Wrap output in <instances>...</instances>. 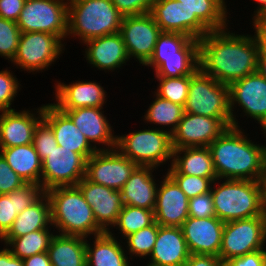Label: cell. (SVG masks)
Returning a JSON list of instances; mask_svg holds the SVG:
<instances>
[{
	"mask_svg": "<svg viewBox=\"0 0 266 266\" xmlns=\"http://www.w3.org/2000/svg\"><path fill=\"white\" fill-rule=\"evenodd\" d=\"M240 30L242 27L235 31L230 24L199 39V69L205 75L230 85L257 71L258 33L254 28L249 33H246L248 27L245 33Z\"/></svg>",
	"mask_w": 266,
	"mask_h": 266,
	"instance_id": "6da1fadb",
	"label": "cell"
},
{
	"mask_svg": "<svg viewBox=\"0 0 266 266\" xmlns=\"http://www.w3.org/2000/svg\"><path fill=\"white\" fill-rule=\"evenodd\" d=\"M245 128L229 127L208 146L217 178L262 181L265 176L266 131L251 137ZM257 133L264 144L256 141Z\"/></svg>",
	"mask_w": 266,
	"mask_h": 266,
	"instance_id": "7a4b0ae2",
	"label": "cell"
},
{
	"mask_svg": "<svg viewBox=\"0 0 266 266\" xmlns=\"http://www.w3.org/2000/svg\"><path fill=\"white\" fill-rule=\"evenodd\" d=\"M45 193L50 200L51 222L56 233L88 238L104 232L77 185L55 187Z\"/></svg>",
	"mask_w": 266,
	"mask_h": 266,
	"instance_id": "3957f363",
	"label": "cell"
},
{
	"mask_svg": "<svg viewBox=\"0 0 266 266\" xmlns=\"http://www.w3.org/2000/svg\"><path fill=\"white\" fill-rule=\"evenodd\" d=\"M122 19L112 0H68L66 46L69 40L79 41L81 45L96 37L118 33Z\"/></svg>",
	"mask_w": 266,
	"mask_h": 266,
	"instance_id": "277c9868",
	"label": "cell"
},
{
	"mask_svg": "<svg viewBox=\"0 0 266 266\" xmlns=\"http://www.w3.org/2000/svg\"><path fill=\"white\" fill-rule=\"evenodd\" d=\"M210 192L216 217L224 223L266 215L262 181L217 178Z\"/></svg>",
	"mask_w": 266,
	"mask_h": 266,
	"instance_id": "5b68a950",
	"label": "cell"
},
{
	"mask_svg": "<svg viewBox=\"0 0 266 266\" xmlns=\"http://www.w3.org/2000/svg\"><path fill=\"white\" fill-rule=\"evenodd\" d=\"M142 126L143 129H133V132L117 133L116 148L137 166H149L158 170L166 167V171L172 164L171 135L164 130Z\"/></svg>",
	"mask_w": 266,
	"mask_h": 266,
	"instance_id": "8992f818",
	"label": "cell"
},
{
	"mask_svg": "<svg viewBox=\"0 0 266 266\" xmlns=\"http://www.w3.org/2000/svg\"><path fill=\"white\" fill-rule=\"evenodd\" d=\"M229 98L233 127L244 128L248 119L244 125L254 121L255 128L266 131V78L256 71L234 81L229 85Z\"/></svg>",
	"mask_w": 266,
	"mask_h": 266,
	"instance_id": "52a82bcc",
	"label": "cell"
},
{
	"mask_svg": "<svg viewBox=\"0 0 266 266\" xmlns=\"http://www.w3.org/2000/svg\"><path fill=\"white\" fill-rule=\"evenodd\" d=\"M66 50V45L56 35L21 32L16 54L9 65H13L14 69H20L21 73H44L50 70L56 61L59 62L64 52L67 54Z\"/></svg>",
	"mask_w": 266,
	"mask_h": 266,
	"instance_id": "ba28073f",
	"label": "cell"
},
{
	"mask_svg": "<svg viewBox=\"0 0 266 266\" xmlns=\"http://www.w3.org/2000/svg\"><path fill=\"white\" fill-rule=\"evenodd\" d=\"M184 112L217 119H232L229 85L218 82L198 69L190 75Z\"/></svg>",
	"mask_w": 266,
	"mask_h": 266,
	"instance_id": "9c48e42d",
	"label": "cell"
},
{
	"mask_svg": "<svg viewBox=\"0 0 266 266\" xmlns=\"http://www.w3.org/2000/svg\"><path fill=\"white\" fill-rule=\"evenodd\" d=\"M68 0H26L16 21L21 32L56 35L65 45Z\"/></svg>",
	"mask_w": 266,
	"mask_h": 266,
	"instance_id": "30bf717a",
	"label": "cell"
},
{
	"mask_svg": "<svg viewBox=\"0 0 266 266\" xmlns=\"http://www.w3.org/2000/svg\"><path fill=\"white\" fill-rule=\"evenodd\" d=\"M257 250H266V215L224 224L219 251L223 262Z\"/></svg>",
	"mask_w": 266,
	"mask_h": 266,
	"instance_id": "8fae6325",
	"label": "cell"
},
{
	"mask_svg": "<svg viewBox=\"0 0 266 266\" xmlns=\"http://www.w3.org/2000/svg\"><path fill=\"white\" fill-rule=\"evenodd\" d=\"M119 33L131 63L135 61L137 62L135 66L142 67L152 57L158 36L162 31L152 15L146 13L123 16Z\"/></svg>",
	"mask_w": 266,
	"mask_h": 266,
	"instance_id": "7c38bea8",
	"label": "cell"
},
{
	"mask_svg": "<svg viewBox=\"0 0 266 266\" xmlns=\"http://www.w3.org/2000/svg\"><path fill=\"white\" fill-rule=\"evenodd\" d=\"M86 175V159L63 146L55 147L42 161L41 187L44 192L60 186H75Z\"/></svg>",
	"mask_w": 266,
	"mask_h": 266,
	"instance_id": "4fadbf2b",
	"label": "cell"
},
{
	"mask_svg": "<svg viewBox=\"0 0 266 266\" xmlns=\"http://www.w3.org/2000/svg\"><path fill=\"white\" fill-rule=\"evenodd\" d=\"M177 1L181 2L187 11V35L192 39L199 40L208 32L225 29L230 24L234 27V23H231V14L234 12L230 9L229 0Z\"/></svg>",
	"mask_w": 266,
	"mask_h": 266,
	"instance_id": "5bb4252c",
	"label": "cell"
},
{
	"mask_svg": "<svg viewBox=\"0 0 266 266\" xmlns=\"http://www.w3.org/2000/svg\"><path fill=\"white\" fill-rule=\"evenodd\" d=\"M136 167L117 148L97 150L86 160L85 177L95 184L120 191Z\"/></svg>",
	"mask_w": 266,
	"mask_h": 266,
	"instance_id": "9a60e30c",
	"label": "cell"
},
{
	"mask_svg": "<svg viewBox=\"0 0 266 266\" xmlns=\"http://www.w3.org/2000/svg\"><path fill=\"white\" fill-rule=\"evenodd\" d=\"M229 127H232V119L184 113L171 134L172 148L208 147Z\"/></svg>",
	"mask_w": 266,
	"mask_h": 266,
	"instance_id": "2e32d148",
	"label": "cell"
},
{
	"mask_svg": "<svg viewBox=\"0 0 266 266\" xmlns=\"http://www.w3.org/2000/svg\"><path fill=\"white\" fill-rule=\"evenodd\" d=\"M59 80V81H58ZM72 80L66 83L61 79H52L53 98L50 101L60 110H74L83 107H107L108 92L96 80ZM63 81V82H62Z\"/></svg>",
	"mask_w": 266,
	"mask_h": 266,
	"instance_id": "e0dca14e",
	"label": "cell"
},
{
	"mask_svg": "<svg viewBox=\"0 0 266 266\" xmlns=\"http://www.w3.org/2000/svg\"><path fill=\"white\" fill-rule=\"evenodd\" d=\"M81 46L84 47L82 60L86 59L87 66L93 68L96 73L103 71L104 75L105 73L114 75L116 72L121 73L126 65H130L127 64L131 61L119 32L87 40Z\"/></svg>",
	"mask_w": 266,
	"mask_h": 266,
	"instance_id": "ac0fdd59",
	"label": "cell"
},
{
	"mask_svg": "<svg viewBox=\"0 0 266 266\" xmlns=\"http://www.w3.org/2000/svg\"><path fill=\"white\" fill-rule=\"evenodd\" d=\"M104 109V107H83L61 111L71 118L96 150H111L116 148L117 133Z\"/></svg>",
	"mask_w": 266,
	"mask_h": 266,
	"instance_id": "d6986e66",
	"label": "cell"
},
{
	"mask_svg": "<svg viewBox=\"0 0 266 266\" xmlns=\"http://www.w3.org/2000/svg\"><path fill=\"white\" fill-rule=\"evenodd\" d=\"M43 119V103L31 109L0 111V148L33 143L34 131Z\"/></svg>",
	"mask_w": 266,
	"mask_h": 266,
	"instance_id": "ffe728a7",
	"label": "cell"
},
{
	"mask_svg": "<svg viewBox=\"0 0 266 266\" xmlns=\"http://www.w3.org/2000/svg\"><path fill=\"white\" fill-rule=\"evenodd\" d=\"M159 175L155 221L160 226L181 227L189 217V199L165 171Z\"/></svg>",
	"mask_w": 266,
	"mask_h": 266,
	"instance_id": "44dd1931",
	"label": "cell"
},
{
	"mask_svg": "<svg viewBox=\"0 0 266 266\" xmlns=\"http://www.w3.org/2000/svg\"><path fill=\"white\" fill-rule=\"evenodd\" d=\"M77 186L91 206L97 225L109 232L123 207L121 191L95 184L84 177Z\"/></svg>",
	"mask_w": 266,
	"mask_h": 266,
	"instance_id": "7402d4cb",
	"label": "cell"
},
{
	"mask_svg": "<svg viewBox=\"0 0 266 266\" xmlns=\"http://www.w3.org/2000/svg\"><path fill=\"white\" fill-rule=\"evenodd\" d=\"M224 224L217 217H188L181 229L190 254L219 257Z\"/></svg>",
	"mask_w": 266,
	"mask_h": 266,
	"instance_id": "603a6c76",
	"label": "cell"
},
{
	"mask_svg": "<svg viewBox=\"0 0 266 266\" xmlns=\"http://www.w3.org/2000/svg\"><path fill=\"white\" fill-rule=\"evenodd\" d=\"M43 119L51 126L58 146L80 153L86 160L97 151L71 118L50 101L43 104Z\"/></svg>",
	"mask_w": 266,
	"mask_h": 266,
	"instance_id": "cb8c5ba5",
	"label": "cell"
},
{
	"mask_svg": "<svg viewBox=\"0 0 266 266\" xmlns=\"http://www.w3.org/2000/svg\"><path fill=\"white\" fill-rule=\"evenodd\" d=\"M161 171L165 170L159 171L149 166H137L120 190L123 205L154 210L160 181L156 174Z\"/></svg>",
	"mask_w": 266,
	"mask_h": 266,
	"instance_id": "d4e9b609",
	"label": "cell"
},
{
	"mask_svg": "<svg viewBox=\"0 0 266 266\" xmlns=\"http://www.w3.org/2000/svg\"><path fill=\"white\" fill-rule=\"evenodd\" d=\"M189 256L181 227L159 226L153 250L143 263L154 266H183Z\"/></svg>",
	"mask_w": 266,
	"mask_h": 266,
	"instance_id": "484cf974",
	"label": "cell"
},
{
	"mask_svg": "<svg viewBox=\"0 0 266 266\" xmlns=\"http://www.w3.org/2000/svg\"><path fill=\"white\" fill-rule=\"evenodd\" d=\"M130 261L123 241L109 232L86 238L87 266H136Z\"/></svg>",
	"mask_w": 266,
	"mask_h": 266,
	"instance_id": "4316f807",
	"label": "cell"
},
{
	"mask_svg": "<svg viewBox=\"0 0 266 266\" xmlns=\"http://www.w3.org/2000/svg\"><path fill=\"white\" fill-rule=\"evenodd\" d=\"M166 173L217 178L209 147L173 149L172 164Z\"/></svg>",
	"mask_w": 266,
	"mask_h": 266,
	"instance_id": "83f0119b",
	"label": "cell"
},
{
	"mask_svg": "<svg viewBox=\"0 0 266 266\" xmlns=\"http://www.w3.org/2000/svg\"><path fill=\"white\" fill-rule=\"evenodd\" d=\"M172 58H199V40L181 33L162 32L154 52L143 66L153 71L165 60Z\"/></svg>",
	"mask_w": 266,
	"mask_h": 266,
	"instance_id": "f1b7e54d",
	"label": "cell"
},
{
	"mask_svg": "<svg viewBox=\"0 0 266 266\" xmlns=\"http://www.w3.org/2000/svg\"><path fill=\"white\" fill-rule=\"evenodd\" d=\"M45 192L40 184L26 183L7 194H0V239L11 228L20 212L34 204Z\"/></svg>",
	"mask_w": 266,
	"mask_h": 266,
	"instance_id": "f546056e",
	"label": "cell"
},
{
	"mask_svg": "<svg viewBox=\"0 0 266 266\" xmlns=\"http://www.w3.org/2000/svg\"><path fill=\"white\" fill-rule=\"evenodd\" d=\"M43 229H54L51 222L50 200L46 193L18 214L11 228L1 239H13Z\"/></svg>",
	"mask_w": 266,
	"mask_h": 266,
	"instance_id": "4dcf8cb0",
	"label": "cell"
},
{
	"mask_svg": "<svg viewBox=\"0 0 266 266\" xmlns=\"http://www.w3.org/2000/svg\"><path fill=\"white\" fill-rule=\"evenodd\" d=\"M0 154L25 183L41 185L42 161L33 143L0 148Z\"/></svg>",
	"mask_w": 266,
	"mask_h": 266,
	"instance_id": "1f68e13d",
	"label": "cell"
},
{
	"mask_svg": "<svg viewBox=\"0 0 266 266\" xmlns=\"http://www.w3.org/2000/svg\"><path fill=\"white\" fill-rule=\"evenodd\" d=\"M48 255L52 266H87L86 238L55 233Z\"/></svg>",
	"mask_w": 266,
	"mask_h": 266,
	"instance_id": "d6a6232c",
	"label": "cell"
},
{
	"mask_svg": "<svg viewBox=\"0 0 266 266\" xmlns=\"http://www.w3.org/2000/svg\"><path fill=\"white\" fill-rule=\"evenodd\" d=\"M152 93V94H151ZM149 94L152 101L140 117L142 123L148 127L157 128L168 132L170 135L175 131L179 121L184 115V107L156 95L151 89Z\"/></svg>",
	"mask_w": 266,
	"mask_h": 266,
	"instance_id": "836d02e7",
	"label": "cell"
},
{
	"mask_svg": "<svg viewBox=\"0 0 266 266\" xmlns=\"http://www.w3.org/2000/svg\"><path fill=\"white\" fill-rule=\"evenodd\" d=\"M150 14L162 32L187 35V11L177 0H155Z\"/></svg>",
	"mask_w": 266,
	"mask_h": 266,
	"instance_id": "e575fe53",
	"label": "cell"
},
{
	"mask_svg": "<svg viewBox=\"0 0 266 266\" xmlns=\"http://www.w3.org/2000/svg\"><path fill=\"white\" fill-rule=\"evenodd\" d=\"M55 233V229L36 230L13 239H0V243L4 244L15 257L23 260L35 254L48 252Z\"/></svg>",
	"mask_w": 266,
	"mask_h": 266,
	"instance_id": "d590c367",
	"label": "cell"
},
{
	"mask_svg": "<svg viewBox=\"0 0 266 266\" xmlns=\"http://www.w3.org/2000/svg\"><path fill=\"white\" fill-rule=\"evenodd\" d=\"M154 222V210L123 205L121 212L118 215L117 221L109 233L116 238L123 240L129 234L148 227ZM115 231L117 233H115Z\"/></svg>",
	"mask_w": 266,
	"mask_h": 266,
	"instance_id": "8d00e7d4",
	"label": "cell"
},
{
	"mask_svg": "<svg viewBox=\"0 0 266 266\" xmlns=\"http://www.w3.org/2000/svg\"><path fill=\"white\" fill-rule=\"evenodd\" d=\"M159 226L155 221L152 225L129 234L122 240L131 262L136 264V261L142 263L143 259L147 260L156 242Z\"/></svg>",
	"mask_w": 266,
	"mask_h": 266,
	"instance_id": "74e56055",
	"label": "cell"
},
{
	"mask_svg": "<svg viewBox=\"0 0 266 266\" xmlns=\"http://www.w3.org/2000/svg\"><path fill=\"white\" fill-rule=\"evenodd\" d=\"M151 82L153 80L157 82L156 86L154 85V93L159 97L169 100L173 103L180 104L181 106H185L189 84H190V75L181 76V77H153L151 78Z\"/></svg>",
	"mask_w": 266,
	"mask_h": 266,
	"instance_id": "f35d334b",
	"label": "cell"
},
{
	"mask_svg": "<svg viewBox=\"0 0 266 266\" xmlns=\"http://www.w3.org/2000/svg\"><path fill=\"white\" fill-rule=\"evenodd\" d=\"M11 68L10 66L0 70V111L15 109L14 101L17 100L23 87L22 81L18 80L17 75Z\"/></svg>",
	"mask_w": 266,
	"mask_h": 266,
	"instance_id": "ab89813d",
	"label": "cell"
},
{
	"mask_svg": "<svg viewBox=\"0 0 266 266\" xmlns=\"http://www.w3.org/2000/svg\"><path fill=\"white\" fill-rule=\"evenodd\" d=\"M199 69V58L165 59L153 72V77L193 75Z\"/></svg>",
	"mask_w": 266,
	"mask_h": 266,
	"instance_id": "60d3db41",
	"label": "cell"
},
{
	"mask_svg": "<svg viewBox=\"0 0 266 266\" xmlns=\"http://www.w3.org/2000/svg\"><path fill=\"white\" fill-rule=\"evenodd\" d=\"M20 36L21 31L15 21L0 17V57L8 64L16 54Z\"/></svg>",
	"mask_w": 266,
	"mask_h": 266,
	"instance_id": "b9f144b4",
	"label": "cell"
},
{
	"mask_svg": "<svg viewBox=\"0 0 266 266\" xmlns=\"http://www.w3.org/2000/svg\"><path fill=\"white\" fill-rule=\"evenodd\" d=\"M168 175L176 182L188 199L210 192L213 181L217 179L182 174Z\"/></svg>",
	"mask_w": 266,
	"mask_h": 266,
	"instance_id": "7bdbcfd3",
	"label": "cell"
},
{
	"mask_svg": "<svg viewBox=\"0 0 266 266\" xmlns=\"http://www.w3.org/2000/svg\"><path fill=\"white\" fill-rule=\"evenodd\" d=\"M33 145L41 161H43L47 155L58 146L51 126L44 119H42L36 126Z\"/></svg>",
	"mask_w": 266,
	"mask_h": 266,
	"instance_id": "ee69618b",
	"label": "cell"
},
{
	"mask_svg": "<svg viewBox=\"0 0 266 266\" xmlns=\"http://www.w3.org/2000/svg\"><path fill=\"white\" fill-rule=\"evenodd\" d=\"M189 217H216L211 192L189 199Z\"/></svg>",
	"mask_w": 266,
	"mask_h": 266,
	"instance_id": "f6af8a7d",
	"label": "cell"
},
{
	"mask_svg": "<svg viewBox=\"0 0 266 266\" xmlns=\"http://www.w3.org/2000/svg\"><path fill=\"white\" fill-rule=\"evenodd\" d=\"M26 184L0 154V194H7Z\"/></svg>",
	"mask_w": 266,
	"mask_h": 266,
	"instance_id": "bcb514c9",
	"label": "cell"
},
{
	"mask_svg": "<svg viewBox=\"0 0 266 266\" xmlns=\"http://www.w3.org/2000/svg\"><path fill=\"white\" fill-rule=\"evenodd\" d=\"M155 0H112V3L123 16L150 13Z\"/></svg>",
	"mask_w": 266,
	"mask_h": 266,
	"instance_id": "7dc6e473",
	"label": "cell"
},
{
	"mask_svg": "<svg viewBox=\"0 0 266 266\" xmlns=\"http://www.w3.org/2000/svg\"><path fill=\"white\" fill-rule=\"evenodd\" d=\"M224 266H266V250H257L224 262Z\"/></svg>",
	"mask_w": 266,
	"mask_h": 266,
	"instance_id": "c3c4849f",
	"label": "cell"
},
{
	"mask_svg": "<svg viewBox=\"0 0 266 266\" xmlns=\"http://www.w3.org/2000/svg\"><path fill=\"white\" fill-rule=\"evenodd\" d=\"M26 0H0V17L17 21Z\"/></svg>",
	"mask_w": 266,
	"mask_h": 266,
	"instance_id": "681fc988",
	"label": "cell"
},
{
	"mask_svg": "<svg viewBox=\"0 0 266 266\" xmlns=\"http://www.w3.org/2000/svg\"><path fill=\"white\" fill-rule=\"evenodd\" d=\"M183 266H224V262L213 255L190 254Z\"/></svg>",
	"mask_w": 266,
	"mask_h": 266,
	"instance_id": "f907efd6",
	"label": "cell"
},
{
	"mask_svg": "<svg viewBox=\"0 0 266 266\" xmlns=\"http://www.w3.org/2000/svg\"><path fill=\"white\" fill-rule=\"evenodd\" d=\"M0 245V266H24L22 259L15 257L4 244Z\"/></svg>",
	"mask_w": 266,
	"mask_h": 266,
	"instance_id": "816d5d0a",
	"label": "cell"
},
{
	"mask_svg": "<svg viewBox=\"0 0 266 266\" xmlns=\"http://www.w3.org/2000/svg\"><path fill=\"white\" fill-rule=\"evenodd\" d=\"M259 52L257 71L266 78V35L258 34Z\"/></svg>",
	"mask_w": 266,
	"mask_h": 266,
	"instance_id": "f5cc1de1",
	"label": "cell"
},
{
	"mask_svg": "<svg viewBox=\"0 0 266 266\" xmlns=\"http://www.w3.org/2000/svg\"><path fill=\"white\" fill-rule=\"evenodd\" d=\"M24 266H52L48 252L35 254L23 259Z\"/></svg>",
	"mask_w": 266,
	"mask_h": 266,
	"instance_id": "db71d44e",
	"label": "cell"
},
{
	"mask_svg": "<svg viewBox=\"0 0 266 266\" xmlns=\"http://www.w3.org/2000/svg\"><path fill=\"white\" fill-rule=\"evenodd\" d=\"M250 28H254L258 34L266 35V8L251 22Z\"/></svg>",
	"mask_w": 266,
	"mask_h": 266,
	"instance_id": "11a10c76",
	"label": "cell"
},
{
	"mask_svg": "<svg viewBox=\"0 0 266 266\" xmlns=\"http://www.w3.org/2000/svg\"><path fill=\"white\" fill-rule=\"evenodd\" d=\"M251 3L255 6L253 7L254 11L250 14L252 20H248L250 23L266 8V0H253Z\"/></svg>",
	"mask_w": 266,
	"mask_h": 266,
	"instance_id": "9f6ffc18",
	"label": "cell"
},
{
	"mask_svg": "<svg viewBox=\"0 0 266 266\" xmlns=\"http://www.w3.org/2000/svg\"><path fill=\"white\" fill-rule=\"evenodd\" d=\"M262 185H263L264 210L266 213V174L262 179Z\"/></svg>",
	"mask_w": 266,
	"mask_h": 266,
	"instance_id": "6f0895ef",
	"label": "cell"
},
{
	"mask_svg": "<svg viewBox=\"0 0 266 266\" xmlns=\"http://www.w3.org/2000/svg\"><path fill=\"white\" fill-rule=\"evenodd\" d=\"M143 264L141 266H154V265H151V264H145V263H143Z\"/></svg>",
	"mask_w": 266,
	"mask_h": 266,
	"instance_id": "680465c9",
	"label": "cell"
}]
</instances>
